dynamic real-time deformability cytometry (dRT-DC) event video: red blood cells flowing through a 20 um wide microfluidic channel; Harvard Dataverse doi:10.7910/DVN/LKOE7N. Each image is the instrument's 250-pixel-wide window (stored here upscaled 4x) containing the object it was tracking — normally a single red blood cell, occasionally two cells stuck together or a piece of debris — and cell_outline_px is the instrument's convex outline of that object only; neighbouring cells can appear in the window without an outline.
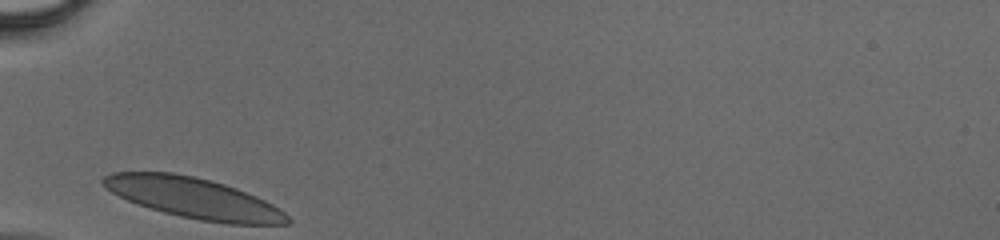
{"species": "human", "species_latin": "Homo sapiens", "temperature_condition": "cold", "stored_images_in_passage": 23, "camera_frame_rate_fps": 3000, "um_per_image_px": 0.085, "donor": {"sex": "male"}, "frame": {"image": 1, "passage_image": 1, "time_ms": 0.0, "image_size_px": [1000, 240], "cell_outline_px": [[292, 220], [288, 224], [228, 224], [200, 220], [180, 216], [164, 212], [128, 200], [112, 192], [100, 184], [100, 180], [104, 176], [112, 172], [172, 172], [192, 176], [224, 184], [236, 188], [264, 200], [272, 204], [284, 212]], "centroid_in_image_um": [16.45, 16.83], "position_along_channel_um": 68.5, "area_um2": 43.12}}
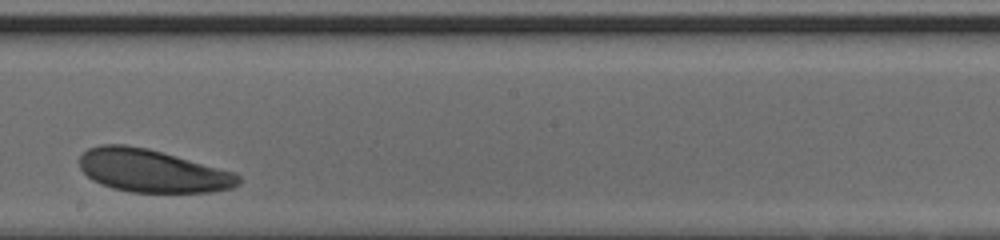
{"frame": {"image": 2, "passage_image": 13, "time_ms": 4.0, "image_size_px": [1000, 240], "cell_outline_px": [[240, 184], [232, 188], [212, 192], [132, 192], [112, 188], [100, 184], [92, 180], [80, 168], [80, 156], [88, 148], [100, 144], [124, 144], [148, 148], [236, 172], [240, 176]], "centroid_in_image_um": [12.96, 14.52], "position_along_channel_um": 235.2, "area_um2": 39.88}}
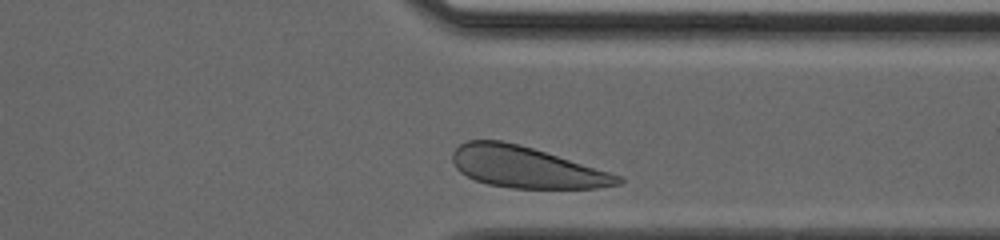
{"frame": {"image": 3, "passage_image": 22, "time_ms": 7.0, "image_size_px": [1000, 240], "cell_outline_px": [[624, 180], [620, 184], [596, 188], [512, 188], [488, 184], [476, 180], [460, 172], [456, 168], [452, 160], [452, 152], [460, 144], [468, 140], [504, 140], [520, 144], [624, 176]], "centroid_in_image_um": [44.74, 14.21], "position_along_channel_um": 366.7, "area_um2": 39.82}}